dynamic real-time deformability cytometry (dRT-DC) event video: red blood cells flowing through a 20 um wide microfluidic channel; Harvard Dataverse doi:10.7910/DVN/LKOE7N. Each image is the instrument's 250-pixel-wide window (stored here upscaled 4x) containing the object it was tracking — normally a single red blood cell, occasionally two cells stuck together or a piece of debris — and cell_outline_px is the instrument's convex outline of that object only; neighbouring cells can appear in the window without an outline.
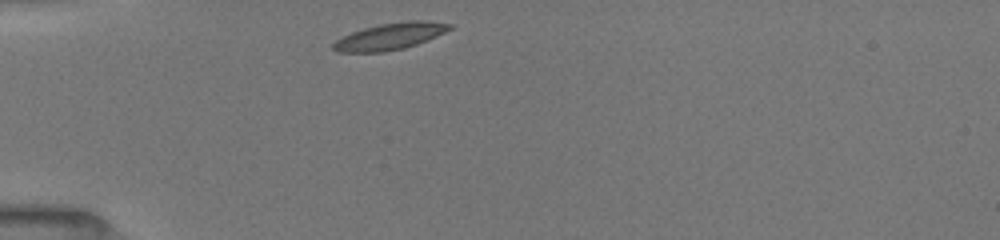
{"species": "common noctule bat (a hibernating species)", "species_latin": "Nyctalus noctula", "temperature_condition": "room temperature", "stored_images_in_passage": 37, "camera_frame_rate_fps": 3000, "um_per_image_px": 0.085, "animal": {"sex": "female", "body_mass_g": 19.5, "forearm_length_mm": 54.1}, "frame": {"image": 1, "passage_image": 1, "time_ms": 0.0, "image_size_px": [1000, 240], "cell_outline_px": [[452, 28], [436, 36], [416, 44], [404, 48], [384, 52], [340, 52], [332, 48], [332, 44], [336, 40], [352, 32], [364, 28], [380, 24], [408, 20], [428, 20], [452, 24]], "centroid_in_image_um": [33.17, 3.08], "position_along_channel_um": 51.8, "area_um2": 17.98}}
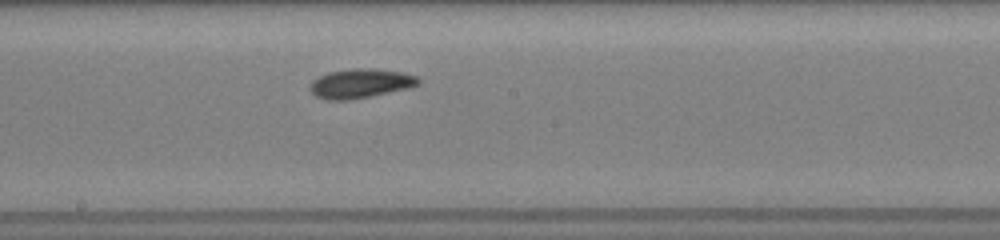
{"frame": {"image": 2, "passage_image": 15, "time_ms": 4.667, "image_size_px": [1000, 240], "cell_outline_px": [[420, 84], [408, 88], [372, 96], [352, 100], [328, 100], [316, 96], [308, 88], [308, 84], [312, 80], [328, 72], [352, 68], [372, 68], [404, 72], [416, 76], [420, 80]], "centroid_in_image_um": [30.62, 7.09], "position_along_channel_um": 217.6, "area_um2": 18.73}}
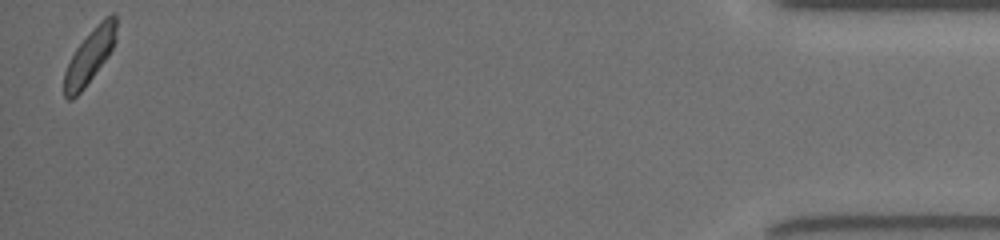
{"frame": {"image": 3, "passage_image": 37, "time_ms": 12.0, "image_size_px": [1000, 240], "cell_outline_px": [[116, 40], [108, 56], [84, 88], [72, 100], [68, 100], [64, 96], [64, 72], [76, 48], [100, 20], [104, 16], [112, 12], [116, 16]], "centroid_in_image_um": [7.63, 4.76], "position_along_channel_um": 427.6, "area_um2": 16.3}, "authors_computed_cell_mechanics": {"area_um2": 17.34, "velocity_mm_per_s": 3.9519, "shape_relaxation_time_tau1_ms": 1.8951, "shape_relaxation_time_tau2_ms": null, "deformation_change_tau1": 0.1022, "deformation_change_tau2": null}}